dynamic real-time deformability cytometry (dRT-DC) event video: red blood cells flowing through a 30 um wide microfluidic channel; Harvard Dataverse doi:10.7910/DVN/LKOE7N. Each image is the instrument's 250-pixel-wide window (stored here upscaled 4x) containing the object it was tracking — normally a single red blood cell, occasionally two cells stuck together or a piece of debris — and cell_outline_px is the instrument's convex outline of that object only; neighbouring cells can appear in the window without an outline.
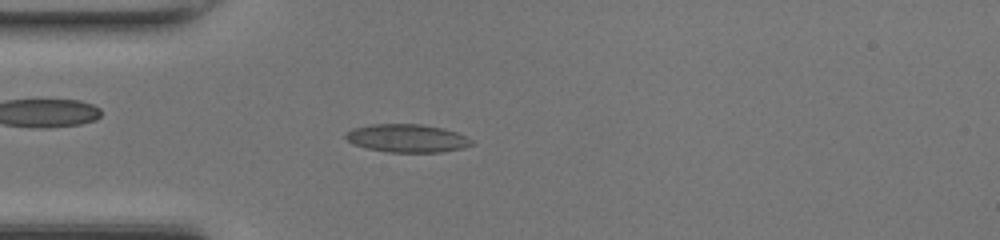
{"species": "common noctule bat (a hibernating species)", "species_latin": "Nyctalus noctula", "temperature_condition": "room temperature", "stored_images_in_passage": 47, "camera_frame_rate_fps": 3000, "um_per_image_px": 0.085, "animal": {"sex": "female", "body_mass_g": 17.0, "forearm_length_mm": 48.0}, "frame": {"image": 1, "passage_image": 13, "time_ms": 4.0, "image_size_px": [1000, 240], "cell_outline_px": [[476, 144], [460, 148], [440, 152], [388, 152], [368, 148], [352, 144], [344, 136], [352, 128], [372, 124], [420, 124], [444, 128], [456, 132], [472, 140]], "centroid_in_image_um": [34.6, 11.75], "position_along_channel_um": 50.4, "area_um2": 20.52}}
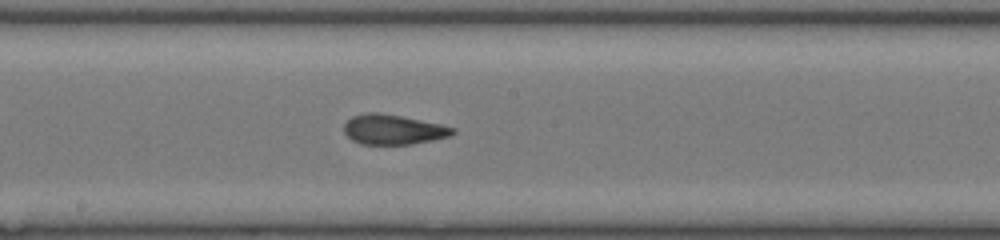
{"frame": {"image": 2, "passage_image": 25, "time_ms": 8.0, "image_size_px": [1000, 240], "cell_outline_px": [[456, 132], [448, 136], [432, 140], [412, 144], [360, 144], [352, 140], [344, 132], [344, 124], [352, 116], [368, 112], [380, 112], [440, 124], [456, 128]], "centroid_in_image_um": [33.4, 11.01], "position_along_channel_um": 214.8, "area_um2": 18.84}}
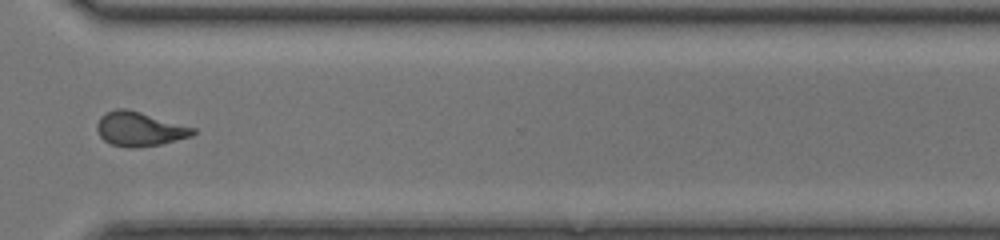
{"frame": {"image": 3, "passage_image": 35, "time_ms": 11.333, "image_size_px": [1000, 240], "cell_outline_px": [[196, 132], [192, 136], [160, 144], [136, 148], [128, 148], [112, 144], [104, 140], [100, 136], [96, 128], [96, 124], [100, 116], [116, 108], [128, 108], [196, 128]], "centroid_in_image_um": [11.85, 10.96], "position_along_channel_um": 358.7, "area_um2": 19.25}, "authors_computed_cell_mechanics": {"area_um2": 19.0162, "velocity_mm_per_s": 4.3278, "shape_relaxation_time_tau1_ms": null, "shape_relaxation_time_tau2_ms": 1.4738, "deformation_change_tau1": null, "deformation_change_tau2": 0.0831}}